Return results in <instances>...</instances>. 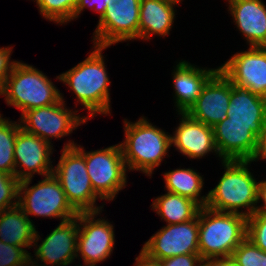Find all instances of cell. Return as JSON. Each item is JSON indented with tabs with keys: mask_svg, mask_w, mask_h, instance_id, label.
<instances>
[{
	"mask_svg": "<svg viewBox=\"0 0 266 266\" xmlns=\"http://www.w3.org/2000/svg\"><path fill=\"white\" fill-rule=\"evenodd\" d=\"M169 0H141L139 11V39H151L152 34L166 36L174 23V6Z\"/></svg>",
	"mask_w": 266,
	"mask_h": 266,
	"instance_id": "22",
	"label": "cell"
},
{
	"mask_svg": "<svg viewBox=\"0 0 266 266\" xmlns=\"http://www.w3.org/2000/svg\"><path fill=\"white\" fill-rule=\"evenodd\" d=\"M247 238L266 252V214L254 213L247 217Z\"/></svg>",
	"mask_w": 266,
	"mask_h": 266,
	"instance_id": "30",
	"label": "cell"
},
{
	"mask_svg": "<svg viewBox=\"0 0 266 266\" xmlns=\"http://www.w3.org/2000/svg\"><path fill=\"white\" fill-rule=\"evenodd\" d=\"M218 70L219 67L201 69L182 60L176 65L172 75L178 113H185L189 109L201 94L204 85Z\"/></svg>",
	"mask_w": 266,
	"mask_h": 266,
	"instance_id": "21",
	"label": "cell"
},
{
	"mask_svg": "<svg viewBox=\"0 0 266 266\" xmlns=\"http://www.w3.org/2000/svg\"><path fill=\"white\" fill-rule=\"evenodd\" d=\"M33 258V256H30L22 265H20V266H44V265H37V263H36V261H35V259H32ZM33 260H34V262H33Z\"/></svg>",
	"mask_w": 266,
	"mask_h": 266,
	"instance_id": "39",
	"label": "cell"
},
{
	"mask_svg": "<svg viewBox=\"0 0 266 266\" xmlns=\"http://www.w3.org/2000/svg\"><path fill=\"white\" fill-rule=\"evenodd\" d=\"M30 256L31 253H28L26 249L0 240V266H20Z\"/></svg>",
	"mask_w": 266,
	"mask_h": 266,
	"instance_id": "31",
	"label": "cell"
},
{
	"mask_svg": "<svg viewBox=\"0 0 266 266\" xmlns=\"http://www.w3.org/2000/svg\"><path fill=\"white\" fill-rule=\"evenodd\" d=\"M163 266H203L199 254L178 255L161 260Z\"/></svg>",
	"mask_w": 266,
	"mask_h": 266,
	"instance_id": "33",
	"label": "cell"
},
{
	"mask_svg": "<svg viewBox=\"0 0 266 266\" xmlns=\"http://www.w3.org/2000/svg\"><path fill=\"white\" fill-rule=\"evenodd\" d=\"M229 2V5L231 4V3H233L235 0H228Z\"/></svg>",
	"mask_w": 266,
	"mask_h": 266,
	"instance_id": "41",
	"label": "cell"
},
{
	"mask_svg": "<svg viewBox=\"0 0 266 266\" xmlns=\"http://www.w3.org/2000/svg\"><path fill=\"white\" fill-rule=\"evenodd\" d=\"M90 55L75 67L57 76L77 97L83 107L89 111L87 120L96 114H110L109 77L106 71L102 51L106 47L95 46Z\"/></svg>",
	"mask_w": 266,
	"mask_h": 266,
	"instance_id": "1",
	"label": "cell"
},
{
	"mask_svg": "<svg viewBox=\"0 0 266 266\" xmlns=\"http://www.w3.org/2000/svg\"><path fill=\"white\" fill-rule=\"evenodd\" d=\"M32 178L19 182L18 205L24 214L49 218H61V222L75 218L78 212L68 202L60 182L50 174L38 182L30 185Z\"/></svg>",
	"mask_w": 266,
	"mask_h": 266,
	"instance_id": "7",
	"label": "cell"
},
{
	"mask_svg": "<svg viewBox=\"0 0 266 266\" xmlns=\"http://www.w3.org/2000/svg\"><path fill=\"white\" fill-rule=\"evenodd\" d=\"M64 103V98L61 97L56 104L27 110L21 115V128L48 143H51L50 139L70 135L87 119L77 115L78 111L67 109Z\"/></svg>",
	"mask_w": 266,
	"mask_h": 266,
	"instance_id": "10",
	"label": "cell"
},
{
	"mask_svg": "<svg viewBox=\"0 0 266 266\" xmlns=\"http://www.w3.org/2000/svg\"><path fill=\"white\" fill-rule=\"evenodd\" d=\"M41 15L49 21L64 24L73 20L78 0H35Z\"/></svg>",
	"mask_w": 266,
	"mask_h": 266,
	"instance_id": "27",
	"label": "cell"
},
{
	"mask_svg": "<svg viewBox=\"0 0 266 266\" xmlns=\"http://www.w3.org/2000/svg\"><path fill=\"white\" fill-rule=\"evenodd\" d=\"M257 200L258 202L263 201L264 204L263 206H256L255 213L266 214V180H262L258 184Z\"/></svg>",
	"mask_w": 266,
	"mask_h": 266,
	"instance_id": "37",
	"label": "cell"
},
{
	"mask_svg": "<svg viewBox=\"0 0 266 266\" xmlns=\"http://www.w3.org/2000/svg\"><path fill=\"white\" fill-rule=\"evenodd\" d=\"M219 69L233 85L266 98V47L236 53Z\"/></svg>",
	"mask_w": 266,
	"mask_h": 266,
	"instance_id": "13",
	"label": "cell"
},
{
	"mask_svg": "<svg viewBox=\"0 0 266 266\" xmlns=\"http://www.w3.org/2000/svg\"><path fill=\"white\" fill-rule=\"evenodd\" d=\"M52 149L51 143L21 128L17 132L14 147L15 177L21 181L32 178L35 173L42 177L53 174V161L50 158Z\"/></svg>",
	"mask_w": 266,
	"mask_h": 266,
	"instance_id": "15",
	"label": "cell"
},
{
	"mask_svg": "<svg viewBox=\"0 0 266 266\" xmlns=\"http://www.w3.org/2000/svg\"><path fill=\"white\" fill-rule=\"evenodd\" d=\"M69 141L64 145L60 160L53 167V175L58 179L68 202L78 212H99L103 206L95 203L100 198L93 190L87 173L85 157Z\"/></svg>",
	"mask_w": 266,
	"mask_h": 266,
	"instance_id": "6",
	"label": "cell"
},
{
	"mask_svg": "<svg viewBox=\"0 0 266 266\" xmlns=\"http://www.w3.org/2000/svg\"><path fill=\"white\" fill-rule=\"evenodd\" d=\"M19 182L14 175L0 171V212L18 205Z\"/></svg>",
	"mask_w": 266,
	"mask_h": 266,
	"instance_id": "29",
	"label": "cell"
},
{
	"mask_svg": "<svg viewBox=\"0 0 266 266\" xmlns=\"http://www.w3.org/2000/svg\"><path fill=\"white\" fill-rule=\"evenodd\" d=\"M165 188L168 192L195 201L200 207L206 206L208 195L200 196L203 188V177L191 168L175 169L164 173Z\"/></svg>",
	"mask_w": 266,
	"mask_h": 266,
	"instance_id": "25",
	"label": "cell"
},
{
	"mask_svg": "<svg viewBox=\"0 0 266 266\" xmlns=\"http://www.w3.org/2000/svg\"><path fill=\"white\" fill-rule=\"evenodd\" d=\"M78 266H83V265H78ZM85 266H96V265L85 264Z\"/></svg>",
	"mask_w": 266,
	"mask_h": 266,
	"instance_id": "42",
	"label": "cell"
},
{
	"mask_svg": "<svg viewBox=\"0 0 266 266\" xmlns=\"http://www.w3.org/2000/svg\"><path fill=\"white\" fill-rule=\"evenodd\" d=\"M203 266H239L232 257L209 258L203 260Z\"/></svg>",
	"mask_w": 266,
	"mask_h": 266,
	"instance_id": "36",
	"label": "cell"
},
{
	"mask_svg": "<svg viewBox=\"0 0 266 266\" xmlns=\"http://www.w3.org/2000/svg\"><path fill=\"white\" fill-rule=\"evenodd\" d=\"M12 49L11 47L0 48V95L2 94L7 78L14 65L18 61H10Z\"/></svg>",
	"mask_w": 266,
	"mask_h": 266,
	"instance_id": "32",
	"label": "cell"
},
{
	"mask_svg": "<svg viewBox=\"0 0 266 266\" xmlns=\"http://www.w3.org/2000/svg\"><path fill=\"white\" fill-rule=\"evenodd\" d=\"M106 12L97 24L93 36L95 46L139 38V11L141 0H108Z\"/></svg>",
	"mask_w": 266,
	"mask_h": 266,
	"instance_id": "9",
	"label": "cell"
},
{
	"mask_svg": "<svg viewBox=\"0 0 266 266\" xmlns=\"http://www.w3.org/2000/svg\"><path fill=\"white\" fill-rule=\"evenodd\" d=\"M252 160H222L224 174L208 192L206 207L220 212L250 217L258 203V184L248 169ZM246 208L247 212L239 211Z\"/></svg>",
	"mask_w": 266,
	"mask_h": 266,
	"instance_id": "2",
	"label": "cell"
},
{
	"mask_svg": "<svg viewBox=\"0 0 266 266\" xmlns=\"http://www.w3.org/2000/svg\"><path fill=\"white\" fill-rule=\"evenodd\" d=\"M229 102L230 80L219 69L185 113L190 118L213 127L228 118Z\"/></svg>",
	"mask_w": 266,
	"mask_h": 266,
	"instance_id": "14",
	"label": "cell"
},
{
	"mask_svg": "<svg viewBox=\"0 0 266 266\" xmlns=\"http://www.w3.org/2000/svg\"><path fill=\"white\" fill-rule=\"evenodd\" d=\"M135 260L134 266H163L161 260L150 257L143 250L140 251L139 256Z\"/></svg>",
	"mask_w": 266,
	"mask_h": 266,
	"instance_id": "35",
	"label": "cell"
},
{
	"mask_svg": "<svg viewBox=\"0 0 266 266\" xmlns=\"http://www.w3.org/2000/svg\"><path fill=\"white\" fill-rule=\"evenodd\" d=\"M169 1H172V2H175V3L181 2V0H169Z\"/></svg>",
	"mask_w": 266,
	"mask_h": 266,
	"instance_id": "40",
	"label": "cell"
},
{
	"mask_svg": "<svg viewBox=\"0 0 266 266\" xmlns=\"http://www.w3.org/2000/svg\"><path fill=\"white\" fill-rule=\"evenodd\" d=\"M78 220L77 216L73 219L60 222L53 231L42 241L41 244H37L40 240V236L37 231L34 237L33 246H36L35 256L36 261L44 262V266L57 265L68 266L77 258V241H78Z\"/></svg>",
	"mask_w": 266,
	"mask_h": 266,
	"instance_id": "16",
	"label": "cell"
},
{
	"mask_svg": "<svg viewBox=\"0 0 266 266\" xmlns=\"http://www.w3.org/2000/svg\"><path fill=\"white\" fill-rule=\"evenodd\" d=\"M100 212H80L77 215L79 234L76 254L77 257L81 255L83 264L96 265L104 261L115 246L113 225L105 219L95 220Z\"/></svg>",
	"mask_w": 266,
	"mask_h": 266,
	"instance_id": "12",
	"label": "cell"
},
{
	"mask_svg": "<svg viewBox=\"0 0 266 266\" xmlns=\"http://www.w3.org/2000/svg\"><path fill=\"white\" fill-rule=\"evenodd\" d=\"M74 147L85 157L94 192L100 200H113L127 183L128 170L120 144L91 152H86L80 145Z\"/></svg>",
	"mask_w": 266,
	"mask_h": 266,
	"instance_id": "8",
	"label": "cell"
},
{
	"mask_svg": "<svg viewBox=\"0 0 266 266\" xmlns=\"http://www.w3.org/2000/svg\"><path fill=\"white\" fill-rule=\"evenodd\" d=\"M231 257L239 266H266V252L247 237L236 247Z\"/></svg>",
	"mask_w": 266,
	"mask_h": 266,
	"instance_id": "28",
	"label": "cell"
},
{
	"mask_svg": "<svg viewBox=\"0 0 266 266\" xmlns=\"http://www.w3.org/2000/svg\"><path fill=\"white\" fill-rule=\"evenodd\" d=\"M7 105L22 111L56 104L62 94L48 77L32 65L17 62L6 80L4 90Z\"/></svg>",
	"mask_w": 266,
	"mask_h": 266,
	"instance_id": "5",
	"label": "cell"
},
{
	"mask_svg": "<svg viewBox=\"0 0 266 266\" xmlns=\"http://www.w3.org/2000/svg\"><path fill=\"white\" fill-rule=\"evenodd\" d=\"M107 1L108 0H78L73 13V20L77 18L86 7H90L94 9L93 11H97L100 14L99 19H101L106 12Z\"/></svg>",
	"mask_w": 266,
	"mask_h": 266,
	"instance_id": "34",
	"label": "cell"
},
{
	"mask_svg": "<svg viewBox=\"0 0 266 266\" xmlns=\"http://www.w3.org/2000/svg\"><path fill=\"white\" fill-rule=\"evenodd\" d=\"M229 11L250 47H266V5L261 0H235Z\"/></svg>",
	"mask_w": 266,
	"mask_h": 266,
	"instance_id": "20",
	"label": "cell"
},
{
	"mask_svg": "<svg viewBox=\"0 0 266 266\" xmlns=\"http://www.w3.org/2000/svg\"><path fill=\"white\" fill-rule=\"evenodd\" d=\"M34 226L19 205L0 212V240L4 243L31 248L36 233Z\"/></svg>",
	"mask_w": 266,
	"mask_h": 266,
	"instance_id": "23",
	"label": "cell"
},
{
	"mask_svg": "<svg viewBox=\"0 0 266 266\" xmlns=\"http://www.w3.org/2000/svg\"><path fill=\"white\" fill-rule=\"evenodd\" d=\"M21 123L9 121L0 114V171L15 176L14 147Z\"/></svg>",
	"mask_w": 266,
	"mask_h": 266,
	"instance_id": "26",
	"label": "cell"
},
{
	"mask_svg": "<svg viewBox=\"0 0 266 266\" xmlns=\"http://www.w3.org/2000/svg\"><path fill=\"white\" fill-rule=\"evenodd\" d=\"M247 237V217L212 210H199V255L202 260L231 257L236 247Z\"/></svg>",
	"mask_w": 266,
	"mask_h": 266,
	"instance_id": "3",
	"label": "cell"
},
{
	"mask_svg": "<svg viewBox=\"0 0 266 266\" xmlns=\"http://www.w3.org/2000/svg\"><path fill=\"white\" fill-rule=\"evenodd\" d=\"M181 121L175 133L171 135V143L180 153L188 158H202L209 152L219 156L213 133V127L190 118L186 113H179Z\"/></svg>",
	"mask_w": 266,
	"mask_h": 266,
	"instance_id": "19",
	"label": "cell"
},
{
	"mask_svg": "<svg viewBox=\"0 0 266 266\" xmlns=\"http://www.w3.org/2000/svg\"><path fill=\"white\" fill-rule=\"evenodd\" d=\"M259 159H266V124L264 126L262 134L259 136L258 148L254 158L252 159V162Z\"/></svg>",
	"mask_w": 266,
	"mask_h": 266,
	"instance_id": "38",
	"label": "cell"
},
{
	"mask_svg": "<svg viewBox=\"0 0 266 266\" xmlns=\"http://www.w3.org/2000/svg\"><path fill=\"white\" fill-rule=\"evenodd\" d=\"M215 144L222 160H252L258 148L259 136L250 125L224 124L213 126Z\"/></svg>",
	"mask_w": 266,
	"mask_h": 266,
	"instance_id": "17",
	"label": "cell"
},
{
	"mask_svg": "<svg viewBox=\"0 0 266 266\" xmlns=\"http://www.w3.org/2000/svg\"><path fill=\"white\" fill-rule=\"evenodd\" d=\"M200 208L195 201L168 191L154 199L152 203V209L167 222V225L194 219Z\"/></svg>",
	"mask_w": 266,
	"mask_h": 266,
	"instance_id": "24",
	"label": "cell"
},
{
	"mask_svg": "<svg viewBox=\"0 0 266 266\" xmlns=\"http://www.w3.org/2000/svg\"><path fill=\"white\" fill-rule=\"evenodd\" d=\"M198 234L199 212L188 222L164 226L145 242L142 250L159 260L178 255L199 254Z\"/></svg>",
	"mask_w": 266,
	"mask_h": 266,
	"instance_id": "11",
	"label": "cell"
},
{
	"mask_svg": "<svg viewBox=\"0 0 266 266\" xmlns=\"http://www.w3.org/2000/svg\"><path fill=\"white\" fill-rule=\"evenodd\" d=\"M227 115L224 124L250 125L251 129L260 136L266 124V98L233 85L230 81Z\"/></svg>",
	"mask_w": 266,
	"mask_h": 266,
	"instance_id": "18",
	"label": "cell"
},
{
	"mask_svg": "<svg viewBox=\"0 0 266 266\" xmlns=\"http://www.w3.org/2000/svg\"><path fill=\"white\" fill-rule=\"evenodd\" d=\"M127 121H124L126 138L120 143L124 162L129 170L151 176L172 146L171 135L153 126L145 117L135 123Z\"/></svg>",
	"mask_w": 266,
	"mask_h": 266,
	"instance_id": "4",
	"label": "cell"
}]
</instances>
